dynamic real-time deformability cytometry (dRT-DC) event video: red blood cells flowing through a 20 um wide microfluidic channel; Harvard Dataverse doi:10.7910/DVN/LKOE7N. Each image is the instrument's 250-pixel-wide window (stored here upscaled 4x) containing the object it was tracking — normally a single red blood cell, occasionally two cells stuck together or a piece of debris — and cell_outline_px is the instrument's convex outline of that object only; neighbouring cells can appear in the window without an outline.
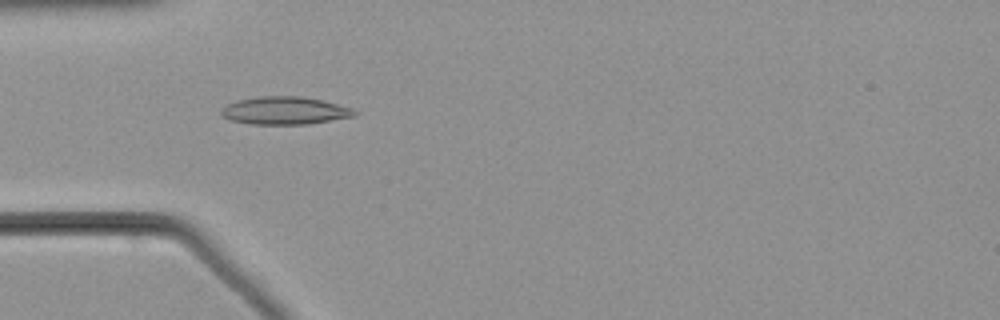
{"species": "common noctule bat (a hibernating species)", "species_latin": "Nyctalus noctula", "temperature_condition": "warm", "stored_images_in_passage": 44, "camera_frame_rate_fps": 3000, "um_per_image_px": 0.085, "animal": {"sex": "male", "body_mass_g": 21.5, "forearm_length_mm": 52.0}, "frame": {"image": 1, "passage_image": 7, "time_ms": 2.0, "image_size_px": [1000, 320], "cell_outline_px": [[360, 112], [356, 116], [308, 124], [252, 124], [232, 120], [224, 116], [220, 112], [220, 108], [236, 100], [260, 96], [300, 96], [320, 100], [352, 108]], "centroid_in_image_um": [24.22, 9.4], "position_along_channel_um": 60.8, "area_um2": 21.5}}
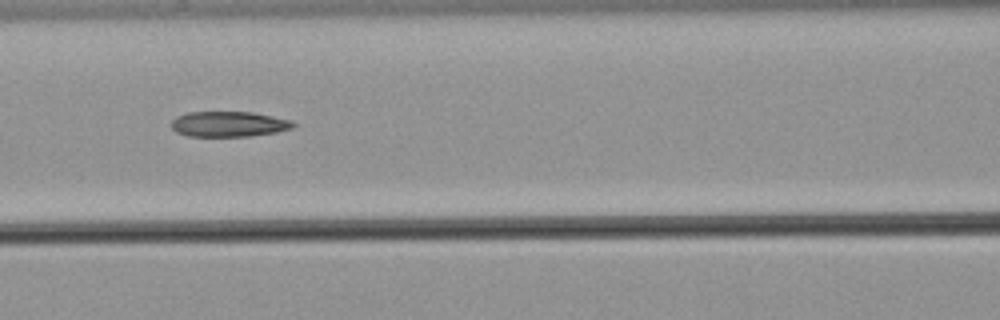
{"frame": {"image": 2, "passage_image": 14, "time_ms": 4.333, "image_size_px": [1000, 320], "cell_outline_px": [[296, 124], [292, 128], [276, 132], [252, 136], [188, 136], [176, 132], [172, 128], [172, 120], [176, 116], [188, 112], [252, 112], [292, 120]], "centroid_in_image_um": [19.45, 10.54], "position_along_channel_um": 147.2, "area_um2": 18.03}}
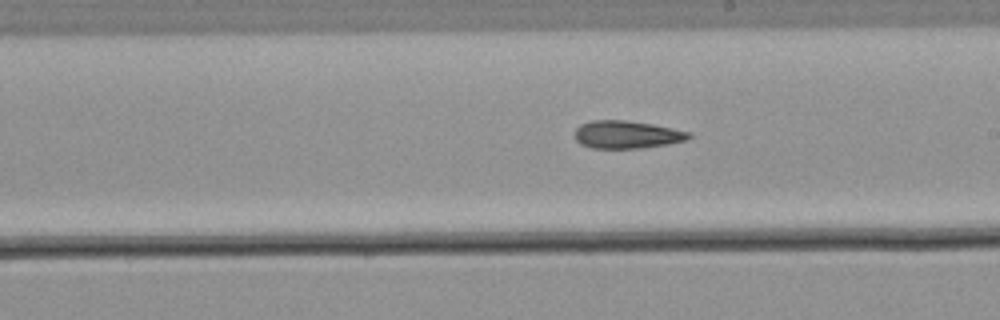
{"frame": {"image": 3, "passage_image": 21, "time_ms": 6.667, "image_size_px": [1000, 320], "cell_outline_px": [[692, 136], [688, 140], [668, 144], [640, 148], [592, 148], [580, 144], [576, 140], [576, 128], [580, 124], [592, 120], [624, 120], [652, 124], [692, 132]], "centroid_in_image_um": [53.3, 11.44], "position_along_channel_um": 235.7, "area_um2": 18.5}}